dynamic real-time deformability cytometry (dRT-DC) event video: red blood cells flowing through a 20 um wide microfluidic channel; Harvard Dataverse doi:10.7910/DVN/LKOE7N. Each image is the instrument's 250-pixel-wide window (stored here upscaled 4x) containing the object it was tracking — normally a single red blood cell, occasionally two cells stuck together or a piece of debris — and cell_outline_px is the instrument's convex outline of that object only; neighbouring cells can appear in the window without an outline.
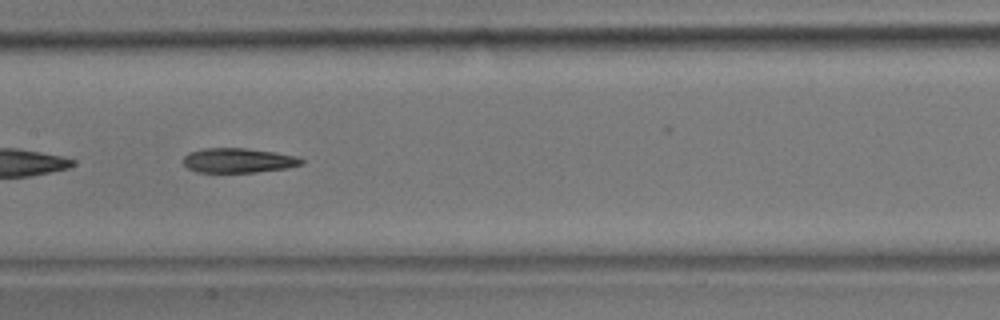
{"species": "common noctule bat (a hibernating species)", "species_latin": "Nyctalus noctula", "temperature_condition": "room temperature", "stored_images_in_passage": 12, "camera_frame_rate_fps": 3000, "um_per_image_px": 0.085, "animal": {"sex": "male", "body_mass_g": 17.9}, "frame": {"image": 1, "passage_image": 10, "time_ms": 3.0, "image_size_px": [1000, 320], "cell_outline_px": [[304, 164], [284, 168], [256, 172], [196, 172], [188, 168], [184, 164], [184, 156], [188, 152], [204, 148], [244, 148], [276, 152], [296, 156], [304, 160]], "centroid_in_image_um": [20.25, 13.63], "position_along_channel_um": 187.2, "area_um2": 16.94}}